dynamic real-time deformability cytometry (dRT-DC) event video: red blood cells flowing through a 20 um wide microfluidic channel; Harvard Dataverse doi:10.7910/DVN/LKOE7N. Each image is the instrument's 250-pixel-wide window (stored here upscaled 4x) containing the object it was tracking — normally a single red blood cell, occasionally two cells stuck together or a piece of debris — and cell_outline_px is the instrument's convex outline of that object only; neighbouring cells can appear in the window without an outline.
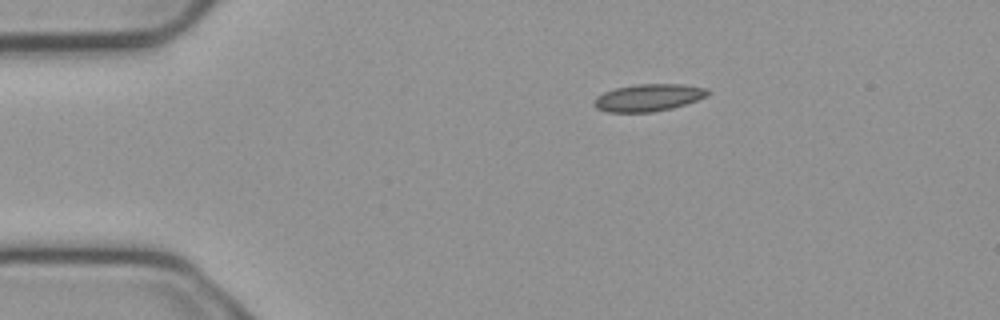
{"species": "common noctule bat (a hibernating species)", "species_latin": "Nyctalus noctula", "temperature_condition": "cold", "stored_images_in_passage": 2, "camera_frame_rate_fps": 3000, "um_per_image_px": 0.085, "animal": {"sex": "male", "body_mass_g": 23.1, "forearm_length_mm": 52.7}, "frame": {"image": 1, "passage_image": 1, "time_ms": 0.0, "image_size_px": [1000, 320], "cell_outline_px": [[712, 92], [708, 96], [672, 108], [652, 112], [608, 112], [596, 108], [592, 104], [592, 100], [596, 96], [604, 92], [616, 88], [636, 84], [684, 84], [708, 88]], "centroid_in_image_um": [55.11, 8.29], "position_along_channel_um": 29.9, "area_um2": 18.21}}